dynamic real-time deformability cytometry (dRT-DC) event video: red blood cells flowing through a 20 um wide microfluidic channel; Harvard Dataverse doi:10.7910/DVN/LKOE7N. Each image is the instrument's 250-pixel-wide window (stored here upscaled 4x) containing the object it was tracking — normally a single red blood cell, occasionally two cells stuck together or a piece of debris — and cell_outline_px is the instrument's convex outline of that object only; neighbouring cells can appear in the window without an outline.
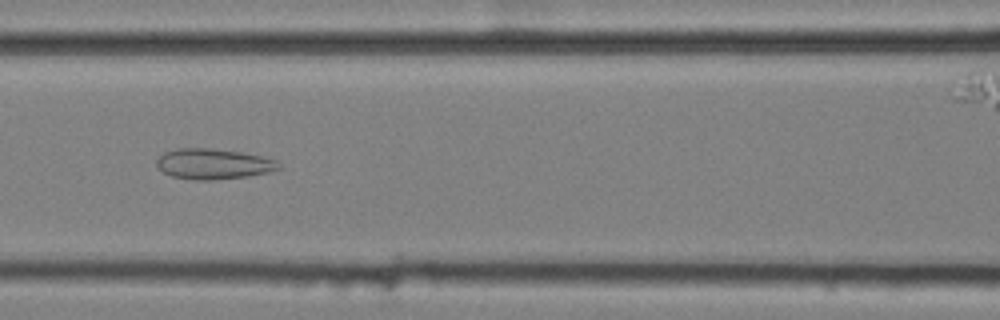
{"species": "common noctule bat (a hibernating species)", "species_latin": "Nyctalus noctula", "temperature_condition": "cold", "stored_images_in_passage": 57, "camera_frame_rate_fps": 3000, "um_per_image_px": 0.085, "animal": {"sex": "female", "body_mass_g": 25.1}, "frame": {"image": 1, "passage_image": 26, "time_ms": 8.333, "image_size_px": [1000, 320], "cell_outline_px": [[280, 168], [268, 172], [248, 176], [212, 180], [196, 180], [172, 176], [164, 172], [156, 164], [156, 160], [164, 152], [176, 148], [212, 148], [240, 152], [260, 156], [276, 160], [280, 164]], "centroid_in_image_um": [18.12, 13.93], "position_along_channel_um": 148.5, "area_um2": 21.56}}
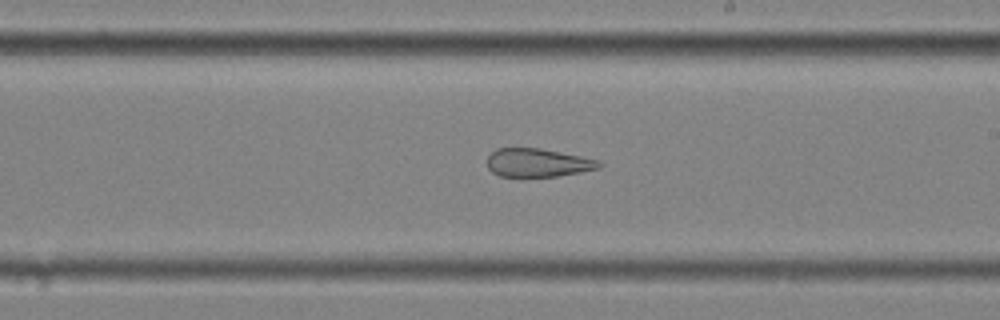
{"frame": {"image": 2, "passage_image": 34, "time_ms": 11.0, "image_size_px": [1000, 320], "cell_outline_px": [[604, 164], [600, 168], [580, 172], [556, 176], [500, 176], [492, 172], [488, 168], [488, 156], [496, 148], [540, 148], [600, 160]], "centroid_in_image_um": [45.73, 13.82], "position_along_channel_um": 243.3, "area_um2": 18.44}}
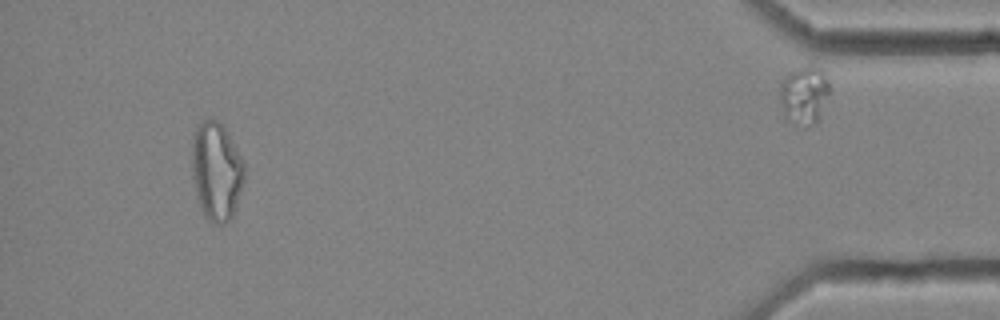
{"frame": {"image": 3, "passage_image": 54, "time_ms": 17.667, "image_size_px": [1000, 320], "cell_outline_px": [[244, 180], [232, 216], [224, 224], [216, 224], [208, 220], [204, 216], [200, 208], [196, 196], [192, 176], [192, 132], [196, 124], [208, 116], [220, 120], [224, 124], [244, 164]], "centroid_in_image_um": [18.36, 14.47], "position_along_channel_um": 416.8, "area_um2": 30.63}, "authors_computed_cell_mechanics": {"area_um2": 27.1082, "velocity_mm_per_s": 3.5727, "shape_relaxation_time_tau1_ms": null, "shape_relaxation_time_tau2_ms": 2.5844, "deformation_change_tau1": null, "deformation_change_tau2": 0.1136}}